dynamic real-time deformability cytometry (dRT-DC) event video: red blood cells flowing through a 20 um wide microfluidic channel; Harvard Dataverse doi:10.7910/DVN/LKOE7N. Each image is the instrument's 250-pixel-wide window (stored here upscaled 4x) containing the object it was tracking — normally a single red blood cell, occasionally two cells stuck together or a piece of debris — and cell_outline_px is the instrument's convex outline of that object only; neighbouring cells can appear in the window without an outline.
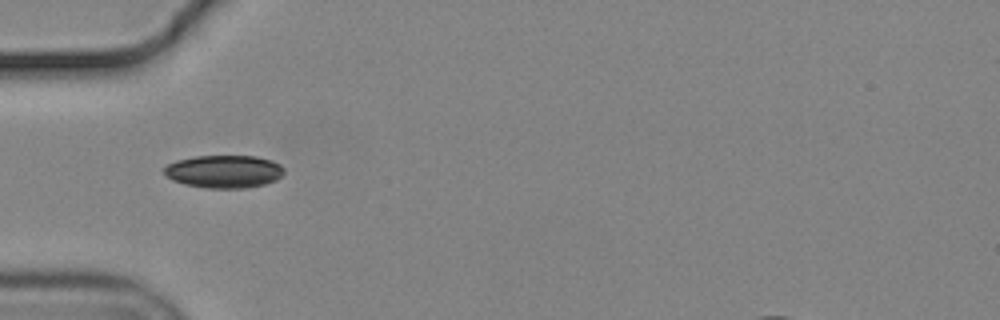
{"species": "common noctule bat (a hibernating species)", "species_latin": "Nyctalus noctula", "temperature_condition": "cold", "stored_images_in_passage": 24, "camera_frame_rate_fps": 3000, "um_per_image_px": 0.085, "animal": {"sex": "male", "body_mass_g": 19.2, "forearm_length_mm": 51.8}, "frame": {"image": 1, "passage_image": 1, "time_ms": 0.0, "image_size_px": [1000, 320], "cell_outline_px": [[284, 172], [276, 180], [264, 184], [244, 188], [204, 188], [184, 184], [172, 180], [164, 172], [164, 168], [168, 164], [176, 160], [196, 156], [256, 156], [272, 160], [280, 164], [284, 168]], "centroid_in_image_um": [19.05, 14.57], "position_along_channel_um": 66.0, "area_um2": 22.95}}